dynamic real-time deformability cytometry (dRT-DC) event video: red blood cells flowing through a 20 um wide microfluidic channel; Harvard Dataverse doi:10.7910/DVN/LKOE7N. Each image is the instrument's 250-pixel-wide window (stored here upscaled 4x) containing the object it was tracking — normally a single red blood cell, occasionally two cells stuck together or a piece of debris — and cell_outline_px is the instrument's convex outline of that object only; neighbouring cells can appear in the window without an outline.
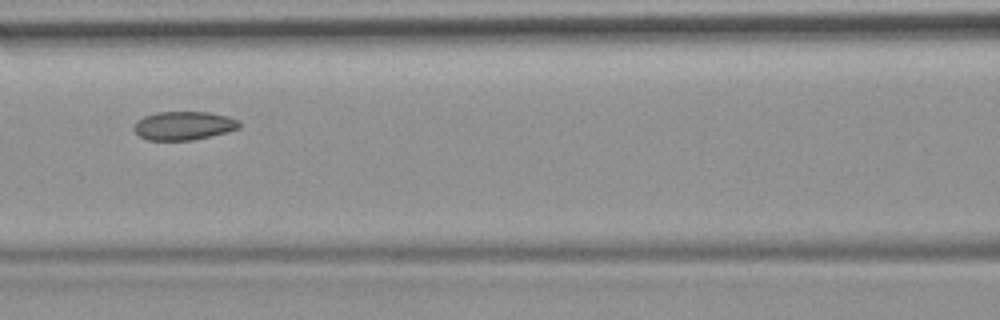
{"species": "common noctule bat (a hibernating species)", "species_latin": "Nyctalus noctula", "temperature_condition": "room temperature", "stored_images_in_passage": 9, "camera_frame_rate_fps": 3000, "um_per_image_px": 0.085, "animal": {"sex": "female", "body_mass_g": 19.9}, "frame": {"image": 1, "passage_image": 7, "time_ms": 8.0, "image_size_px": [1000, 320], "cell_outline_px": [[240, 128], [192, 140], [148, 140], [140, 136], [132, 128], [136, 120], [144, 116], [156, 112], [208, 112], [228, 116], [240, 120]], "centroid_in_image_um": [15.59, 10.67], "position_along_channel_um": 151.0, "area_um2": 17.51}}
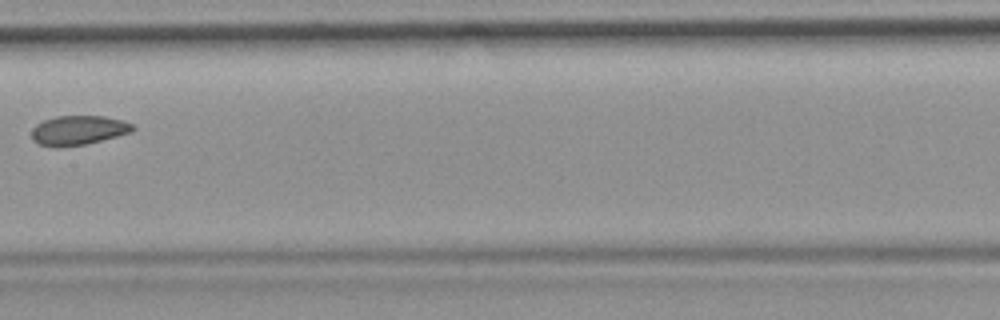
{"frame": {"image": 2, "passage_image": 8, "time_ms": 9.333, "image_size_px": [1000, 320], "cell_outline_px": [[136, 128], [132, 132], [84, 144], [56, 148], [52, 148], [40, 144], [32, 140], [32, 128], [36, 124], [44, 120], [56, 116], [104, 116], [124, 120], [132, 124]], "centroid_in_image_um": [6.64, 11.07], "position_along_channel_um": 200.8, "area_um2": 17.4}}